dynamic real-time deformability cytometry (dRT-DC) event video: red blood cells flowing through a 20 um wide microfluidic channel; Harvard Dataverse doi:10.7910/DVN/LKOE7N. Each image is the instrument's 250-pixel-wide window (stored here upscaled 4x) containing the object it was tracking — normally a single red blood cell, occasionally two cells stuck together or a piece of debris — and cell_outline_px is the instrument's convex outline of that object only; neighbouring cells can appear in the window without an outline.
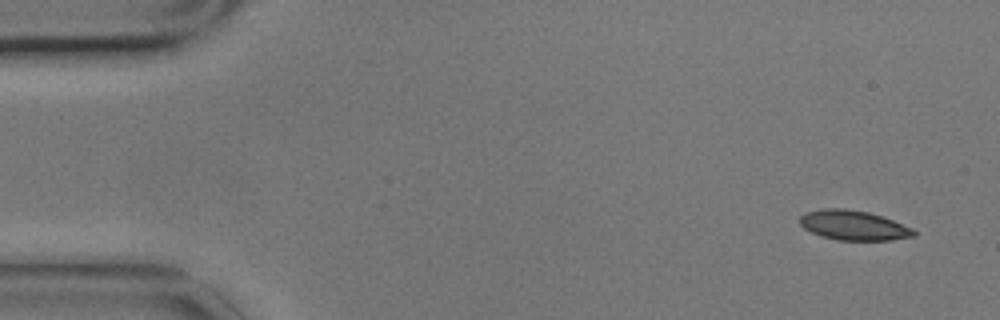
{"species": "common noctule bat (a hibernating species)", "species_latin": "Nyctalus noctula", "temperature_condition": "cold", "stored_images_in_passage": 5, "camera_frame_rate_fps": 3000, "um_per_image_px": 0.085, "animal": {"sex": "male", "body_mass_g": 17.9}, "frame": {"image": 1, "passage_image": 1, "time_ms": 0.0, "image_size_px": [1000, 320], "cell_outline_px": [[916, 236], [892, 240], [836, 240], [820, 236], [804, 228], [800, 224], [800, 216], [804, 212], [824, 208], [844, 208], [868, 212], [884, 216], [912, 228], [916, 232]], "centroid_in_image_um": [72.55, 19.15], "position_along_channel_um": 12.4, "area_um2": 19.94}}